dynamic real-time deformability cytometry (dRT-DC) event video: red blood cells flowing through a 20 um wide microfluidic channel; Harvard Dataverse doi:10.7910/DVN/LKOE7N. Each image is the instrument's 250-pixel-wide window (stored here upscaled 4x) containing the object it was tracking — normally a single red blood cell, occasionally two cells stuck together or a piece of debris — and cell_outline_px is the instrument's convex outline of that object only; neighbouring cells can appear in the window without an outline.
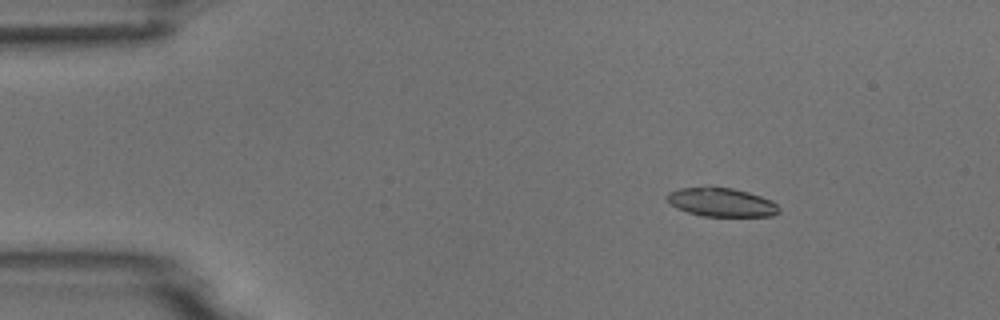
{"species": "common noctule bat (a hibernating species)", "species_latin": "Nyctalus noctula", "temperature_condition": "room temperature", "stored_images_in_passage": 6, "camera_frame_rate_fps": 3000, "um_per_image_px": 0.085, "animal": {"sex": "male", "body_mass_g": 18.8}, "frame": {"image": 1, "passage_image": 3, "time_ms": 2.333, "image_size_px": [1000, 320], "cell_outline_px": [[780, 212], [772, 216], [700, 216], [676, 208], [664, 196], [668, 192], [680, 188], [732, 188], [748, 192], [772, 200], [780, 208]], "centroid_in_image_um": [61.33, 17.21], "position_along_channel_um": 23.7, "area_um2": 18.55}}
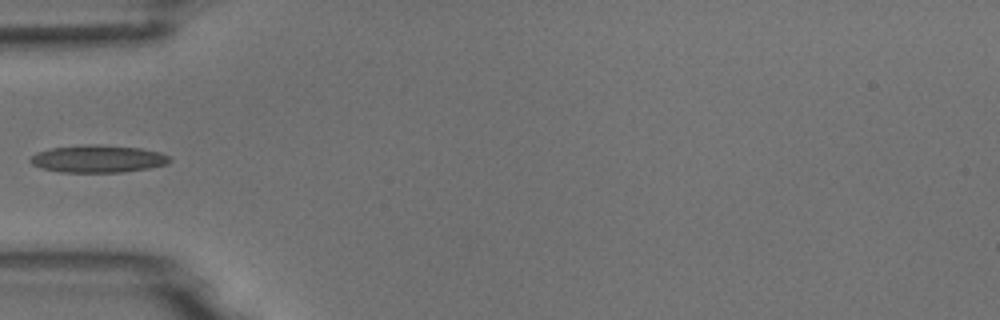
{"frame": {"image": 2, "passage_image": 6, "time_ms": 5.667, "image_size_px": [1000, 320], "cell_outline_px": [[172, 160], [168, 164], [148, 168], [120, 172], [60, 172], [40, 168], [32, 164], [28, 160], [36, 152], [52, 148], [84, 144], [100, 144], [140, 148], [160, 152], [168, 156]], "centroid_in_image_um": [8.31, 13.49], "position_along_channel_um": 76.7, "area_um2": 22.37}}